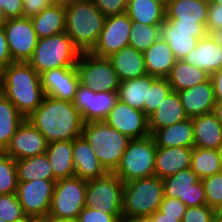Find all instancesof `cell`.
<instances>
[{"label": "cell", "instance_id": "cell-1", "mask_svg": "<svg viewBox=\"0 0 222 222\" xmlns=\"http://www.w3.org/2000/svg\"><path fill=\"white\" fill-rule=\"evenodd\" d=\"M26 119L43 134L47 143L80 137L84 124L72 102L49 96Z\"/></svg>", "mask_w": 222, "mask_h": 222}, {"label": "cell", "instance_id": "cell-2", "mask_svg": "<svg viewBox=\"0 0 222 222\" xmlns=\"http://www.w3.org/2000/svg\"><path fill=\"white\" fill-rule=\"evenodd\" d=\"M0 92L25 118L45 97L40 75L28 62H12L0 73Z\"/></svg>", "mask_w": 222, "mask_h": 222}, {"label": "cell", "instance_id": "cell-3", "mask_svg": "<svg viewBox=\"0 0 222 222\" xmlns=\"http://www.w3.org/2000/svg\"><path fill=\"white\" fill-rule=\"evenodd\" d=\"M65 11V32L81 53L91 52L98 42L106 17L92 0H74L65 5Z\"/></svg>", "mask_w": 222, "mask_h": 222}, {"label": "cell", "instance_id": "cell-4", "mask_svg": "<svg viewBox=\"0 0 222 222\" xmlns=\"http://www.w3.org/2000/svg\"><path fill=\"white\" fill-rule=\"evenodd\" d=\"M81 136L108 172L117 168L131 140L104 121L84 122Z\"/></svg>", "mask_w": 222, "mask_h": 222}, {"label": "cell", "instance_id": "cell-5", "mask_svg": "<svg viewBox=\"0 0 222 222\" xmlns=\"http://www.w3.org/2000/svg\"><path fill=\"white\" fill-rule=\"evenodd\" d=\"M163 198L162 179L155 175L124 183L122 215L149 217L159 209Z\"/></svg>", "mask_w": 222, "mask_h": 222}, {"label": "cell", "instance_id": "cell-6", "mask_svg": "<svg viewBox=\"0 0 222 222\" xmlns=\"http://www.w3.org/2000/svg\"><path fill=\"white\" fill-rule=\"evenodd\" d=\"M80 51L66 32L38 39L28 63L40 74L54 68L75 67Z\"/></svg>", "mask_w": 222, "mask_h": 222}, {"label": "cell", "instance_id": "cell-7", "mask_svg": "<svg viewBox=\"0 0 222 222\" xmlns=\"http://www.w3.org/2000/svg\"><path fill=\"white\" fill-rule=\"evenodd\" d=\"M156 149L152 135L131 139L113 173L124 183L154 176Z\"/></svg>", "mask_w": 222, "mask_h": 222}, {"label": "cell", "instance_id": "cell-8", "mask_svg": "<svg viewBox=\"0 0 222 222\" xmlns=\"http://www.w3.org/2000/svg\"><path fill=\"white\" fill-rule=\"evenodd\" d=\"M86 190L87 181L77 176L57 180L48 218L51 221L77 218L85 207Z\"/></svg>", "mask_w": 222, "mask_h": 222}, {"label": "cell", "instance_id": "cell-9", "mask_svg": "<svg viewBox=\"0 0 222 222\" xmlns=\"http://www.w3.org/2000/svg\"><path fill=\"white\" fill-rule=\"evenodd\" d=\"M75 68L82 86L95 92H118L120 81L108 58L82 52Z\"/></svg>", "mask_w": 222, "mask_h": 222}, {"label": "cell", "instance_id": "cell-10", "mask_svg": "<svg viewBox=\"0 0 222 222\" xmlns=\"http://www.w3.org/2000/svg\"><path fill=\"white\" fill-rule=\"evenodd\" d=\"M123 187L124 182L113 172L88 180L85 207L104 211L118 219L122 216Z\"/></svg>", "mask_w": 222, "mask_h": 222}, {"label": "cell", "instance_id": "cell-11", "mask_svg": "<svg viewBox=\"0 0 222 222\" xmlns=\"http://www.w3.org/2000/svg\"><path fill=\"white\" fill-rule=\"evenodd\" d=\"M13 62H28L37 45L38 37L31 18H9L2 24Z\"/></svg>", "mask_w": 222, "mask_h": 222}, {"label": "cell", "instance_id": "cell-12", "mask_svg": "<svg viewBox=\"0 0 222 222\" xmlns=\"http://www.w3.org/2000/svg\"><path fill=\"white\" fill-rule=\"evenodd\" d=\"M56 180L18 182L17 198L23 213L35 218L48 217Z\"/></svg>", "mask_w": 222, "mask_h": 222}, {"label": "cell", "instance_id": "cell-13", "mask_svg": "<svg viewBox=\"0 0 222 222\" xmlns=\"http://www.w3.org/2000/svg\"><path fill=\"white\" fill-rule=\"evenodd\" d=\"M162 182L164 197L177 198L186 207L206 205L204 184L191 168L162 179Z\"/></svg>", "mask_w": 222, "mask_h": 222}, {"label": "cell", "instance_id": "cell-14", "mask_svg": "<svg viewBox=\"0 0 222 222\" xmlns=\"http://www.w3.org/2000/svg\"><path fill=\"white\" fill-rule=\"evenodd\" d=\"M132 20L126 13L108 16L97 44L91 53L98 57H109L129 45Z\"/></svg>", "mask_w": 222, "mask_h": 222}, {"label": "cell", "instance_id": "cell-15", "mask_svg": "<svg viewBox=\"0 0 222 222\" xmlns=\"http://www.w3.org/2000/svg\"><path fill=\"white\" fill-rule=\"evenodd\" d=\"M103 121L130 139H139L151 135L148 128V117L144 112L130 107L119 99L115 101L114 106Z\"/></svg>", "mask_w": 222, "mask_h": 222}, {"label": "cell", "instance_id": "cell-16", "mask_svg": "<svg viewBox=\"0 0 222 222\" xmlns=\"http://www.w3.org/2000/svg\"><path fill=\"white\" fill-rule=\"evenodd\" d=\"M117 99V92H95L80 84L72 103L84 122H94L103 121Z\"/></svg>", "mask_w": 222, "mask_h": 222}, {"label": "cell", "instance_id": "cell-17", "mask_svg": "<svg viewBox=\"0 0 222 222\" xmlns=\"http://www.w3.org/2000/svg\"><path fill=\"white\" fill-rule=\"evenodd\" d=\"M46 148L47 142L43 134L25 119L4 152L14 160H19L43 154Z\"/></svg>", "mask_w": 222, "mask_h": 222}, {"label": "cell", "instance_id": "cell-18", "mask_svg": "<svg viewBox=\"0 0 222 222\" xmlns=\"http://www.w3.org/2000/svg\"><path fill=\"white\" fill-rule=\"evenodd\" d=\"M45 96L73 102L79 78L75 67L54 68L40 74Z\"/></svg>", "mask_w": 222, "mask_h": 222}, {"label": "cell", "instance_id": "cell-19", "mask_svg": "<svg viewBox=\"0 0 222 222\" xmlns=\"http://www.w3.org/2000/svg\"><path fill=\"white\" fill-rule=\"evenodd\" d=\"M178 94L188 118L213 111L216 99L211 78Z\"/></svg>", "mask_w": 222, "mask_h": 222}, {"label": "cell", "instance_id": "cell-20", "mask_svg": "<svg viewBox=\"0 0 222 222\" xmlns=\"http://www.w3.org/2000/svg\"><path fill=\"white\" fill-rule=\"evenodd\" d=\"M192 147H157L154 175L165 179L190 168Z\"/></svg>", "mask_w": 222, "mask_h": 222}, {"label": "cell", "instance_id": "cell-21", "mask_svg": "<svg viewBox=\"0 0 222 222\" xmlns=\"http://www.w3.org/2000/svg\"><path fill=\"white\" fill-rule=\"evenodd\" d=\"M73 165L75 176L83 180H92L105 176L108 171L92 151L88 141L82 136L73 140Z\"/></svg>", "mask_w": 222, "mask_h": 222}, {"label": "cell", "instance_id": "cell-22", "mask_svg": "<svg viewBox=\"0 0 222 222\" xmlns=\"http://www.w3.org/2000/svg\"><path fill=\"white\" fill-rule=\"evenodd\" d=\"M184 60L211 75L222 69V47L210 34H207L199 39L195 48L187 54Z\"/></svg>", "mask_w": 222, "mask_h": 222}, {"label": "cell", "instance_id": "cell-23", "mask_svg": "<svg viewBox=\"0 0 222 222\" xmlns=\"http://www.w3.org/2000/svg\"><path fill=\"white\" fill-rule=\"evenodd\" d=\"M193 124V147L220 150L222 148V124L213 112L195 116Z\"/></svg>", "mask_w": 222, "mask_h": 222}, {"label": "cell", "instance_id": "cell-24", "mask_svg": "<svg viewBox=\"0 0 222 222\" xmlns=\"http://www.w3.org/2000/svg\"><path fill=\"white\" fill-rule=\"evenodd\" d=\"M107 58L116 71L120 82L147 74L143 52L132 46H125Z\"/></svg>", "mask_w": 222, "mask_h": 222}, {"label": "cell", "instance_id": "cell-25", "mask_svg": "<svg viewBox=\"0 0 222 222\" xmlns=\"http://www.w3.org/2000/svg\"><path fill=\"white\" fill-rule=\"evenodd\" d=\"M207 34V31L176 30L166 19L160 26V37L168 43L176 60H183Z\"/></svg>", "mask_w": 222, "mask_h": 222}, {"label": "cell", "instance_id": "cell-26", "mask_svg": "<svg viewBox=\"0 0 222 222\" xmlns=\"http://www.w3.org/2000/svg\"><path fill=\"white\" fill-rule=\"evenodd\" d=\"M188 119L178 92L171 91L148 117V128L152 135L157 129L168 127Z\"/></svg>", "mask_w": 222, "mask_h": 222}, {"label": "cell", "instance_id": "cell-27", "mask_svg": "<svg viewBox=\"0 0 222 222\" xmlns=\"http://www.w3.org/2000/svg\"><path fill=\"white\" fill-rule=\"evenodd\" d=\"M143 55L147 74L156 78H167L176 62L171 48L161 37Z\"/></svg>", "mask_w": 222, "mask_h": 222}, {"label": "cell", "instance_id": "cell-28", "mask_svg": "<svg viewBox=\"0 0 222 222\" xmlns=\"http://www.w3.org/2000/svg\"><path fill=\"white\" fill-rule=\"evenodd\" d=\"M209 0H169L165 15L168 21L206 23Z\"/></svg>", "mask_w": 222, "mask_h": 222}, {"label": "cell", "instance_id": "cell-29", "mask_svg": "<svg viewBox=\"0 0 222 222\" xmlns=\"http://www.w3.org/2000/svg\"><path fill=\"white\" fill-rule=\"evenodd\" d=\"M46 155L49 159L54 180L75 176L73 165V140L47 143Z\"/></svg>", "mask_w": 222, "mask_h": 222}, {"label": "cell", "instance_id": "cell-30", "mask_svg": "<svg viewBox=\"0 0 222 222\" xmlns=\"http://www.w3.org/2000/svg\"><path fill=\"white\" fill-rule=\"evenodd\" d=\"M38 39L50 37L66 29V11L64 4L53 3L40 14L31 18Z\"/></svg>", "mask_w": 222, "mask_h": 222}, {"label": "cell", "instance_id": "cell-31", "mask_svg": "<svg viewBox=\"0 0 222 222\" xmlns=\"http://www.w3.org/2000/svg\"><path fill=\"white\" fill-rule=\"evenodd\" d=\"M152 137L157 147H193V124L188 118L168 127L157 129Z\"/></svg>", "mask_w": 222, "mask_h": 222}, {"label": "cell", "instance_id": "cell-32", "mask_svg": "<svg viewBox=\"0 0 222 222\" xmlns=\"http://www.w3.org/2000/svg\"><path fill=\"white\" fill-rule=\"evenodd\" d=\"M156 77L146 74L139 78L120 82L117 98L130 107L144 110V103H148L149 89Z\"/></svg>", "mask_w": 222, "mask_h": 222}, {"label": "cell", "instance_id": "cell-33", "mask_svg": "<svg viewBox=\"0 0 222 222\" xmlns=\"http://www.w3.org/2000/svg\"><path fill=\"white\" fill-rule=\"evenodd\" d=\"M210 78V75L188 64L184 59L176 60L172 67L167 80L171 86L172 91L180 92L197 84L203 83Z\"/></svg>", "mask_w": 222, "mask_h": 222}, {"label": "cell", "instance_id": "cell-34", "mask_svg": "<svg viewBox=\"0 0 222 222\" xmlns=\"http://www.w3.org/2000/svg\"><path fill=\"white\" fill-rule=\"evenodd\" d=\"M25 119L16 106L0 92V152L6 150Z\"/></svg>", "mask_w": 222, "mask_h": 222}, {"label": "cell", "instance_id": "cell-35", "mask_svg": "<svg viewBox=\"0 0 222 222\" xmlns=\"http://www.w3.org/2000/svg\"><path fill=\"white\" fill-rule=\"evenodd\" d=\"M132 21L161 25L166 19L165 7L153 0H128L125 12Z\"/></svg>", "mask_w": 222, "mask_h": 222}, {"label": "cell", "instance_id": "cell-36", "mask_svg": "<svg viewBox=\"0 0 222 222\" xmlns=\"http://www.w3.org/2000/svg\"><path fill=\"white\" fill-rule=\"evenodd\" d=\"M18 182L32 180H54L52 168L46 153L16 160Z\"/></svg>", "mask_w": 222, "mask_h": 222}, {"label": "cell", "instance_id": "cell-37", "mask_svg": "<svg viewBox=\"0 0 222 222\" xmlns=\"http://www.w3.org/2000/svg\"><path fill=\"white\" fill-rule=\"evenodd\" d=\"M190 168L200 180L221 172L220 150L192 147Z\"/></svg>", "mask_w": 222, "mask_h": 222}, {"label": "cell", "instance_id": "cell-38", "mask_svg": "<svg viewBox=\"0 0 222 222\" xmlns=\"http://www.w3.org/2000/svg\"><path fill=\"white\" fill-rule=\"evenodd\" d=\"M160 26L132 21L129 46L140 52L146 51L160 37Z\"/></svg>", "mask_w": 222, "mask_h": 222}, {"label": "cell", "instance_id": "cell-39", "mask_svg": "<svg viewBox=\"0 0 222 222\" xmlns=\"http://www.w3.org/2000/svg\"><path fill=\"white\" fill-rule=\"evenodd\" d=\"M17 187L16 160L0 152V195L16 193Z\"/></svg>", "mask_w": 222, "mask_h": 222}, {"label": "cell", "instance_id": "cell-40", "mask_svg": "<svg viewBox=\"0 0 222 222\" xmlns=\"http://www.w3.org/2000/svg\"><path fill=\"white\" fill-rule=\"evenodd\" d=\"M171 91L167 78H155L149 89L148 103H144V114L149 117Z\"/></svg>", "mask_w": 222, "mask_h": 222}, {"label": "cell", "instance_id": "cell-41", "mask_svg": "<svg viewBox=\"0 0 222 222\" xmlns=\"http://www.w3.org/2000/svg\"><path fill=\"white\" fill-rule=\"evenodd\" d=\"M206 204L218 212L222 208V172L202 179Z\"/></svg>", "mask_w": 222, "mask_h": 222}, {"label": "cell", "instance_id": "cell-42", "mask_svg": "<svg viewBox=\"0 0 222 222\" xmlns=\"http://www.w3.org/2000/svg\"><path fill=\"white\" fill-rule=\"evenodd\" d=\"M25 214L16 193L0 195V219L13 222L21 219Z\"/></svg>", "mask_w": 222, "mask_h": 222}, {"label": "cell", "instance_id": "cell-43", "mask_svg": "<svg viewBox=\"0 0 222 222\" xmlns=\"http://www.w3.org/2000/svg\"><path fill=\"white\" fill-rule=\"evenodd\" d=\"M217 212L206 205L187 207L181 222H211Z\"/></svg>", "mask_w": 222, "mask_h": 222}, {"label": "cell", "instance_id": "cell-44", "mask_svg": "<svg viewBox=\"0 0 222 222\" xmlns=\"http://www.w3.org/2000/svg\"><path fill=\"white\" fill-rule=\"evenodd\" d=\"M128 0H92L94 5L105 16H113L126 12Z\"/></svg>", "mask_w": 222, "mask_h": 222}, {"label": "cell", "instance_id": "cell-45", "mask_svg": "<svg viewBox=\"0 0 222 222\" xmlns=\"http://www.w3.org/2000/svg\"><path fill=\"white\" fill-rule=\"evenodd\" d=\"M186 209L185 204L179 199L164 197L158 210L166 216L177 217V220H182Z\"/></svg>", "mask_w": 222, "mask_h": 222}, {"label": "cell", "instance_id": "cell-46", "mask_svg": "<svg viewBox=\"0 0 222 222\" xmlns=\"http://www.w3.org/2000/svg\"><path fill=\"white\" fill-rule=\"evenodd\" d=\"M79 222H116V218L104 211L84 207L77 217Z\"/></svg>", "mask_w": 222, "mask_h": 222}, {"label": "cell", "instance_id": "cell-47", "mask_svg": "<svg viewBox=\"0 0 222 222\" xmlns=\"http://www.w3.org/2000/svg\"><path fill=\"white\" fill-rule=\"evenodd\" d=\"M222 28V5H218L209 0L207 13L206 30L210 34L212 31Z\"/></svg>", "mask_w": 222, "mask_h": 222}, {"label": "cell", "instance_id": "cell-48", "mask_svg": "<svg viewBox=\"0 0 222 222\" xmlns=\"http://www.w3.org/2000/svg\"><path fill=\"white\" fill-rule=\"evenodd\" d=\"M53 3V0H22L23 16L32 18Z\"/></svg>", "mask_w": 222, "mask_h": 222}, {"label": "cell", "instance_id": "cell-49", "mask_svg": "<svg viewBox=\"0 0 222 222\" xmlns=\"http://www.w3.org/2000/svg\"><path fill=\"white\" fill-rule=\"evenodd\" d=\"M1 6L6 19L23 17L22 0H2Z\"/></svg>", "mask_w": 222, "mask_h": 222}, {"label": "cell", "instance_id": "cell-50", "mask_svg": "<svg viewBox=\"0 0 222 222\" xmlns=\"http://www.w3.org/2000/svg\"><path fill=\"white\" fill-rule=\"evenodd\" d=\"M12 62L4 28L0 25V73Z\"/></svg>", "mask_w": 222, "mask_h": 222}, {"label": "cell", "instance_id": "cell-51", "mask_svg": "<svg viewBox=\"0 0 222 222\" xmlns=\"http://www.w3.org/2000/svg\"><path fill=\"white\" fill-rule=\"evenodd\" d=\"M176 30L184 31H207L206 23L197 22H180V21H169Z\"/></svg>", "mask_w": 222, "mask_h": 222}, {"label": "cell", "instance_id": "cell-52", "mask_svg": "<svg viewBox=\"0 0 222 222\" xmlns=\"http://www.w3.org/2000/svg\"><path fill=\"white\" fill-rule=\"evenodd\" d=\"M214 86V95L216 100H222V69L210 75Z\"/></svg>", "mask_w": 222, "mask_h": 222}, {"label": "cell", "instance_id": "cell-53", "mask_svg": "<svg viewBox=\"0 0 222 222\" xmlns=\"http://www.w3.org/2000/svg\"><path fill=\"white\" fill-rule=\"evenodd\" d=\"M149 217L152 219L153 222H181V220H177V217L166 216L159 210H156Z\"/></svg>", "mask_w": 222, "mask_h": 222}, {"label": "cell", "instance_id": "cell-54", "mask_svg": "<svg viewBox=\"0 0 222 222\" xmlns=\"http://www.w3.org/2000/svg\"><path fill=\"white\" fill-rule=\"evenodd\" d=\"M217 120L222 124V100H216L213 111Z\"/></svg>", "mask_w": 222, "mask_h": 222}, {"label": "cell", "instance_id": "cell-55", "mask_svg": "<svg viewBox=\"0 0 222 222\" xmlns=\"http://www.w3.org/2000/svg\"><path fill=\"white\" fill-rule=\"evenodd\" d=\"M212 38L222 47V28L210 33Z\"/></svg>", "mask_w": 222, "mask_h": 222}, {"label": "cell", "instance_id": "cell-56", "mask_svg": "<svg viewBox=\"0 0 222 222\" xmlns=\"http://www.w3.org/2000/svg\"><path fill=\"white\" fill-rule=\"evenodd\" d=\"M116 222H141V217L137 218L122 215L116 220Z\"/></svg>", "mask_w": 222, "mask_h": 222}, {"label": "cell", "instance_id": "cell-57", "mask_svg": "<svg viewBox=\"0 0 222 222\" xmlns=\"http://www.w3.org/2000/svg\"><path fill=\"white\" fill-rule=\"evenodd\" d=\"M34 219H35V217L25 215L21 219H18L13 222H32Z\"/></svg>", "mask_w": 222, "mask_h": 222}, {"label": "cell", "instance_id": "cell-58", "mask_svg": "<svg viewBox=\"0 0 222 222\" xmlns=\"http://www.w3.org/2000/svg\"><path fill=\"white\" fill-rule=\"evenodd\" d=\"M1 4H2V0H0V25H2L7 20Z\"/></svg>", "mask_w": 222, "mask_h": 222}, {"label": "cell", "instance_id": "cell-59", "mask_svg": "<svg viewBox=\"0 0 222 222\" xmlns=\"http://www.w3.org/2000/svg\"><path fill=\"white\" fill-rule=\"evenodd\" d=\"M211 222H222V214L217 212Z\"/></svg>", "mask_w": 222, "mask_h": 222}, {"label": "cell", "instance_id": "cell-60", "mask_svg": "<svg viewBox=\"0 0 222 222\" xmlns=\"http://www.w3.org/2000/svg\"><path fill=\"white\" fill-rule=\"evenodd\" d=\"M32 222H51L48 217L45 218H35Z\"/></svg>", "mask_w": 222, "mask_h": 222}, {"label": "cell", "instance_id": "cell-61", "mask_svg": "<svg viewBox=\"0 0 222 222\" xmlns=\"http://www.w3.org/2000/svg\"><path fill=\"white\" fill-rule=\"evenodd\" d=\"M72 1H74V0H53L54 3L64 4V5H66Z\"/></svg>", "mask_w": 222, "mask_h": 222}, {"label": "cell", "instance_id": "cell-62", "mask_svg": "<svg viewBox=\"0 0 222 222\" xmlns=\"http://www.w3.org/2000/svg\"><path fill=\"white\" fill-rule=\"evenodd\" d=\"M155 2H158L159 4H162L165 8L169 2V0H153Z\"/></svg>", "mask_w": 222, "mask_h": 222}, {"label": "cell", "instance_id": "cell-63", "mask_svg": "<svg viewBox=\"0 0 222 222\" xmlns=\"http://www.w3.org/2000/svg\"><path fill=\"white\" fill-rule=\"evenodd\" d=\"M51 222H79L77 218L74 219H67V220H61V221H51Z\"/></svg>", "mask_w": 222, "mask_h": 222}, {"label": "cell", "instance_id": "cell-64", "mask_svg": "<svg viewBox=\"0 0 222 222\" xmlns=\"http://www.w3.org/2000/svg\"><path fill=\"white\" fill-rule=\"evenodd\" d=\"M141 222H153L150 217H141Z\"/></svg>", "mask_w": 222, "mask_h": 222}, {"label": "cell", "instance_id": "cell-65", "mask_svg": "<svg viewBox=\"0 0 222 222\" xmlns=\"http://www.w3.org/2000/svg\"><path fill=\"white\" fill-rule=\"evenodd\" d=\"M213 3H216L218 5H222V0H211Z\"/></svg>", "mask_w": 222, "mask_h": 222}, {"label": "cell", "instance_id": "cell-66", "mask_svg": "<svg viewBox=\"0 0 222 222\" xmlns=\"http://www.w3.org/2000/svg\"><path fill=\"white\" fill-rule=\"evenodd\" d=\"M221 152V172H222V148L220 149Z\"/></svg>", "mask_w": 222, "mask_h": 222}]
</instances>
